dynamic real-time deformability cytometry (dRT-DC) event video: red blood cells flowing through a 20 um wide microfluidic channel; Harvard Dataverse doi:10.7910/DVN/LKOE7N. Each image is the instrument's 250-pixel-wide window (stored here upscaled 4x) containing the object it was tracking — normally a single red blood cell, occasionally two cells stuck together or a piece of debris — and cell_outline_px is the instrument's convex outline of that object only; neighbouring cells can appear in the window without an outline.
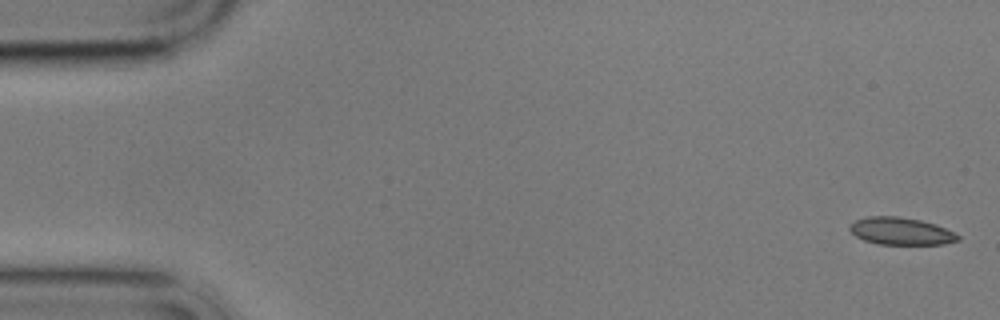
{"species": "common noctule bat (a hibernating species)", "species_latin": "Nyctalus noctula", "temperature_condition": "cold", "stored_images_in_passage": 6, "camera_frame_rate_fps": 3000, "um_per_image_px": 0.085, "animal": {"sex": "male", "body_mass_g": 17.9}, "frame": {"image": 1, "passage_image": 1, "time_ms": 0.0, "image_size_px": [1000, 320], "cell_outline_px": [[960, 240], [944, 244], [876, 244], [864, 240], [856, 236], [848, 228], [848, 224], [856, 220], [868, 216], [896, 216], [920, 220], [936, 224], [960, 236]], "centroid_in_image_um": [76.55, 19.65], "position_along_channel_um": 8.5, "area_um2": 17.22}}